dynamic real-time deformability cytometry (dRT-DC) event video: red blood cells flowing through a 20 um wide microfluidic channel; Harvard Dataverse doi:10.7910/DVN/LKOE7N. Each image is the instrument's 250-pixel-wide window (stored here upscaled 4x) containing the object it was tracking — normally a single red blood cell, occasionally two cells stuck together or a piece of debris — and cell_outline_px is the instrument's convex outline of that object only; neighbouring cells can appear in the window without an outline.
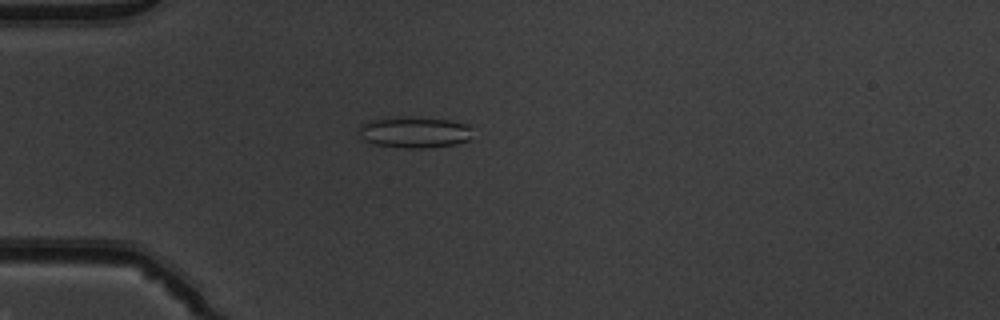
{"species": "common noctule bat (a hibernating species)", "species_latin": "Nyctalus noctula", "temperature_condition": "warm", "stored_images_in_passage": 52, "camera_frame_rate_fps": 3000, "um_per_image_px": 0.085, "animal": {"sex": "male", "body_mass_g": 19.5, "forearm_length_mm": 54.6}, "frame": {"image": 1, "passage_image": 15, "time_ms": 4.667, "image_size_px": [1000, 320], "cell_outline_px": [[468, 140], [456, 144], [424, 148], [404, 148], [376, 144], [364, 140], [360, 136], [360, 128], [368, 120], [400, 116], [448, 120], [468, 124]], "centroid_in_image_um": [35.18, 11.24], "position_along_channel_um": 49.8, "area_um2": 20.29}}
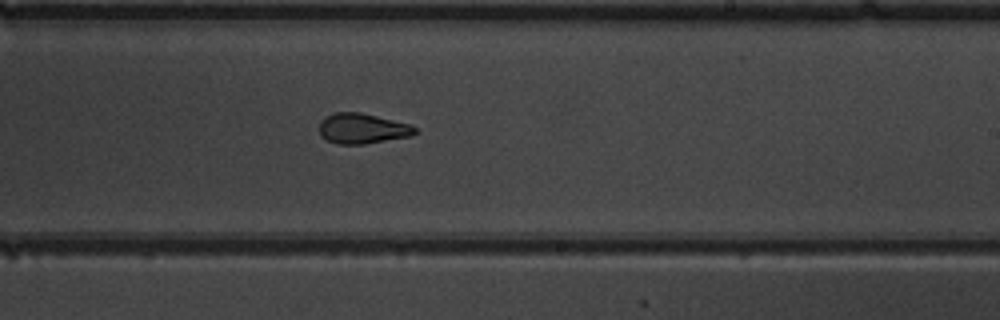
{"frame": {"image": 2, "passage_image": 32, "time_ms": 10.333, "image_size_px": [1000, 320], "cell_outline_px": [[420, 132], [412, 136], [364, 144], [336, 144], [320, 136], [320, 120], [324, 116], [336, 112], [360, 112], [412, 124]], "centroid_in_image_um": [30.83, 10.92], "position_along_channel_um": 258.2, "area_um2": 17.17}}
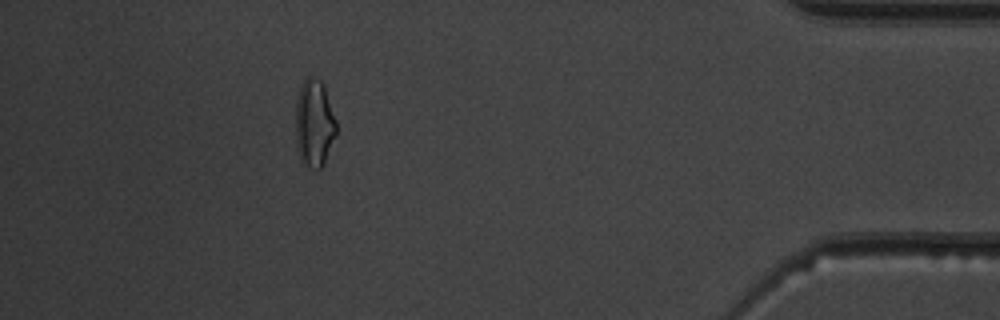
{"frame": {"image": 3, "passage_image": 47, "time_ms": 15.333, "image_size_px": [1000, 320], "cell_outline_px": [[336, 136], [324, 164], [320, 168], [316, 168], [304, 164], [300, 160], [296, 148], [296, 96], [300, 84], [308, 76], [312, 76], [320, 80], [324, 84], [336, 120]], "centroid_in_image_um": [26.7, 10.45], "position_along_channel_um": 408.5, "area_um2": 21.04}, "authors_computed_cell_mechanics": {"area_um2": 18.3804, "velocity_mm_per_s": 3.9524, "shape_relaxation_time_tau1_ms": 5.7705, "shape_relaxation_time_tau2_ms": 1.0674, "deformation_change_tau1": 0.1846, "deformation_change_tau2": 0.0838}}